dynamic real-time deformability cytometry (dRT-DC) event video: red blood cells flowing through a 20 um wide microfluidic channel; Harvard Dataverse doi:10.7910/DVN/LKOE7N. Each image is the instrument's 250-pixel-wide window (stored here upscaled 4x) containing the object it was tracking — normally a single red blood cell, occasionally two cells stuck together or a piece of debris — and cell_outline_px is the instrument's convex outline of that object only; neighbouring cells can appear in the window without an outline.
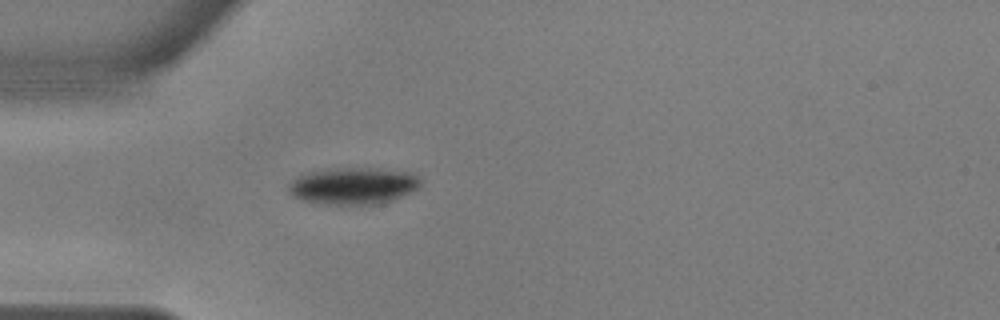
{"species": "common noctule bat (a hibernating species)", "species_latin": "Nyctalus noctula", "temperature_condition": "warm", "stored_images_in_passage": 36, "camera_frame_rate_fps": 3000, "um_per_image_px": 0.085, "animal": {"sex": "male", "body_mass_g": 17.9, "forearm_length_mm": 54.2}, "frame": {"image": 1, "passage_image": 1, "time_ms": 0.0, "image_size_px": [1000, 320], "cell_outline_px": [[424, 180], [420, 188], [412, 192], [392, 200], [380, 204], [328, 204], [304, 200], [288, 192], [288, 184], [292, 180], [308, 172], [332, 168], [380, 168], [412, 172]], "centroid_in_image_um": [30.12, 15.78], "position_along_channel_um": 54.9, "area_um2": 28.55}}
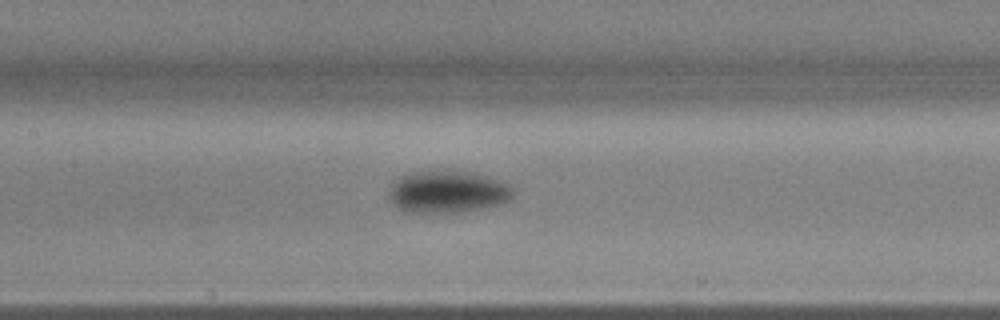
{"frame": {"image": 2, "passage_image": 11, "time_ms": 3.333, "image_size_px": [1000, 320], "cell_outline_px": [[516, 192], [512, 200], [488, 208], [464, 212], [412, 212], [400, 208], [392, 200], [392, 184], [400, 176], [408, 172], [464, 172], [488, 176], [508, 184]], "centroid_in_image_um": [38.16, 16.32], "position_along_channel_um": 169.2, "area_um2": 30.0}}
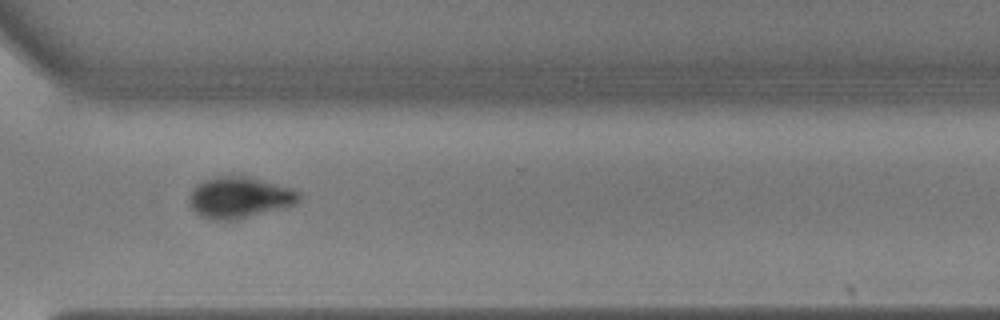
{"frame": {"image": 3, "passage_image": 26, "time_ms": 8.333, "image_size_px": [1000, 320], "cell_outline_px": [[300, 200], [296, 204], [236, 220], [208, 220], [200, 216], [188, 204], [188, 196], [192, 188], [204, 180], [216, 176], [248, 176], [288, 188], [296, 192], [300, 196]], "centroid_in_image_um": [20.27, 16.8], "position_along_channel_um": 350.3, "area_um2": 26.24}, "authors_computed_cell_mechanics": {"area_um2": 29.0156, "velocity_mm_per_s": 3.6272, "shape_relaxation_time_tau1_ms": 3.686, "shape_relaxation_time_tau2_ms": 3.7644, "deformation_change_tau1": 0.1305, "deformation_change_tau2": 0.0428}}